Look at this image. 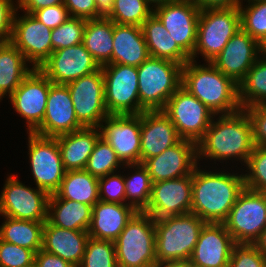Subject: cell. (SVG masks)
I'll return each instance as SVG.
<instances>
[{"instance_id":"680465c9","label":"cell","mask_w":266,"mask_h":267,"mask_svg":"<svg viewBox=\"0 0 266 267\" xmlns=\"http://www.w3.org/2000/svg\"><path fill=\"white\" fill-rule=\"evenodd\" d=\"M259 57L266 60V38L259 43Z\"/></svg>"},{"instance_id":"ee69618b","label":"cell","mask_w":266,"mask_h":267,"mask_svg":"<svg viewBox=\"0 0 266 267\" xmlns=\"http://www.w3.org/2000/svg\"><path fill=\"white\" fill-rule=\"evenodd\" d=\"M35 252L0 240V267H34Z\"/></svg>"},{"instance_id":"f546056e","label":"cell","mask_w":266,"mask_h":267,"mask_svg":"<svg viewBox=\"0 0 266 267\" xmlns=\"http://www.w3.org/2000/svg\"><path fill=\"white\" fill-rule=\"evenodd\" d=\"M92 217V206L60 199L51 194L48 200L47 221L67 230L88 231Z\"/></svg>"},{"instance_id":"d4e9b609","label":"cell","mask_w":266,"mask_h":267,"mask_svg":"<svg viewBox=\"0 0 266 267\" xmlns=\"http://www.w3.org/2000/svg\"><path fill=\"white\" fill-rule=\"evenodd\" d=\"M138 211L128 204L98 201L92 207L89 237L115 241Z\"/></svg>"},{"instance_id":"681fc988","label":"cell","mask_w":266,"mask_h":267,"mask_svg":"<svg viewBox=\"0 0 266 267\" xmlns=\"http://www.w3.org/2000/svg\"><path fill=\"white\" fill-rule=\"evenodd\" d=\"M70 17L96 19L97 6L95 0H64Z\"/></svg>"},{"instance_id":"db71d44e","label":"cell","mask_w":266,"mask_h":267,"mask_svg":"<svg viewBox=\"0 0 266 267\" xmlns=\"http://www.w3.org/2000/svg\"><path fill=\"white\" fill-rule=\"evenodd\" d=\"M97 18H109L112 14L114 0H95Z\"/></svg>"},{"instance_id":"5bb4252c","label":"cell","mask_w":266,"mask_h":267,"mask_svg":"<svg viewBox=\"0 0 266 267\" xmlns=\"http://www.w3.org/2000/svg\"><path fill=\"white\" fill-rule=\"evenodd\" d=\"M52 84L39 69L34 68L9 96L13 109L26 120L27 133H33L41 125Z\"/></svg>"},{"instance_id":"836d02e7","label":"cell","mask_w":266,"mask_h":267,"mask_svg":"<svg viewBox=\"0 0 266 267\" xmlns=\"http://www.w3.org/2000/svg\"><path fill=\"white\" fill-rule=\"evenodd\" d=\"M3 217L5 218L0 226V240L33 250L35 253L42 249L45 222Z\"/></svg>"},{"instance_id":"c3c4849f","label":"cell","mask_w":266,"mask_h":267,"mask_svg":"<svg viewBox=\"0 0 266 267\" xmlns=\"http://www.w3.org/2000/svg\"><path fill=\"white\" fill-rule=\"evenodd\" d=\"M18 5L13 0H0V43L10 42Z\"/></svg>"},{"instance_id":"f5cc1de1","label":"cell","mask_w":266,"mask_h":267,"mask_svg":"<svg viewBox=\"0 0 266 267\" xmlns=\"http://www.w3.org/2000/svg\"><path fill=\"white\" fill-rule=\"evenodd\" d=\"M240 0H202V10L238 7Z\"/></svg>"},{"instance_id":"52a82bcc","label":"cell","mask_w":266,"mask_h":267,"mask_svg":"<svg viewBox=\"0 0 266 267\" xmlns=\"http://www.w3.org/2000/svg\"><path fill=\"white\" fill-rule=\"evenodd\" d=\"M241 29L238 7L204 9L197 24V42L191 60L201 54L212 62L228 41Z\"/></svg>"},{"instance_id":"94428289","label":"cell","mask_w":266,"mask_h":267,"mask_svg":"<svg viewBox=\"0 0 266 267\" xmlns=\"http://www.w3.org/2000/svg\"><path fill=\"white\" fill-rule=\"evenodd\" d=\"M245 1V0H244ZM248 3L255 2V1H261V0H246ZM243 0H240V5H242Z\"/></svg>"},{"instance_id":"ac0fdd59","label":"cell","mask_w":266,"mask_h":267,"mask_svg":"<svg viewBox=\"0 0 266 267\" xmlns=\"http://www.w3.org/2000/svg\"><path fill=\"white\" fill-rule=\"evenodd\" d=\"M192 175L152 184L151 198L143 211L158 220L191 213Z\"/></svg>"},{"instance_id":"2e32d148","label":"cell","mask_w":266,"mask_h":267,"mask_svg":"<svg viewBox=\"0 0 266 267\" xmlns=\"http://www.w3.org/2000/svg\"><path fill=\"white\" fill-rule=\"evenodd\" d=\"M99 128L123 164L140 163V114L109 115Z\"/></svg>"},{"instance_id":"816d5d0a","label":"cell","mask_w":266,"mask_h":267,"mask_svg":"<svg viewBox=\"0 0 266 267\" xmlns=\"http://www.w3.org/2000/svg\"><path fill=\"white\" fill-rule=\"evenodd\" d=\"M18 9L24 13L33 14L35 11L54 5L64 4V0H16Z\"/></svg>"},{"instance_id":"f6af8a7d","label":"cell","mask_w":266,"mask_h":267,"mask_svg":"<svg viewBox=\"0 0 266 267\" xmlns=\"http://www.w3.org/2000/svg\"><path fill=\"white\" fill-rule=\"evenodd\" d=\"M227 267H266V257L254 244L235 243Z\"/></svg>"},{"instance_id":"6da1fadb","label":"cell","mask_w":266,"mask_h":267,"mask_svg":"<svg viewBox=\"0 0 266 267\" xmlns=\"http://www.w3.org/2000/svg\"><path fill=\"white\" fill-rule=\"evenodd\" d=\"M255 147L251 121L244 109L221 114L212 119L203 138L197 143V160H239L246 165ZM234 159H233V158Z\"/></svg>"},{"instance_id":"f35d334b","label":"cell","mask_w":266,"mask_h":267,"mask_svg":"<svg viewBox=\"0 0 266 267\" xmlns=\"http://www.w3.org/2000/svg\"><path fill=\"white\" fill-rule=\"evenodd\" d=\"M241 29L260 43L266 38V0L238 6Z\"/></svg>"},{"instance_id":"f907efd6","label":"cell","mask_w":266,"mask_h":267,"mask_svg":"<svg viewBox=\"0 0 266 267\" xmlns=\"http://www.w3.org/2000/svg\"><path fill=\"white\" fill-rule=\"evenodd\" d=\"M34 267H74L59 256L50 254L40 249L35 253Z\"/></svg>"},{"instance_id":"ab89813d","label":"cell","mask_w":266,"mask_h":267,"mask_svg":"<svg viewBox=\"0 0 266 267\" xmlns=\"http://www.w3.org/2000/svg\"><path fill=\"white\" fill-rule=\"evenodd\" d=\"M79 267H118L115 243L89 237Z\"/></svg>"},{"instance_id":"8d00e7d4","label":"cell","mask_w":266,"mask_h":267,"mask_svg":"<svg viewBox=\"0 0 266 267\" xmlns=\"http://www.w3.org/2000/svg\"><path fill=\"white\" fill-rule=\"evenodd\" d=\"M123 166L124 164L118 158L116 152L104 138L100 137L88 158L85 170L100 178L115 173L119 167L123 169Z\"/></svg>"},{"instance_id":"8fae6325","label":"cell","mask_w":266,"mask_h":267,"mask_svg":"<svg viewBox=\"0 0 266 267\" xmlns=\"http://www.w3.org/2000/svg\"><path fill=\"white\" fill-rule=\"evenodd\" d=\"M27 134L28 157L35 185L49 195L55 194L66 173L57 138L35 133Z\"/></svg>"},{"instance_id":"7bdbcfd3","label":"cell","mask_w":266,"mask_h":267,"mask_svg":"<svg viewBox=\"0 0 266 267\" xmlns=\"http://www.w3.org/2000/svg\"><path fill=\"white\" fill-rule=\"evenodd\" d=\"M118 172L98 179L99 200L108 203L126 204L124 175Z\"/></svg>"},{"instance_id":"11a10c76","label":"cell","mask_w":266,"mask_h":267,"mask_svg":"<svg viewBox=\"0 0 266 267\" xmlns=\"http://www.w3.org/2000/svg\"><path fill=\"white\" fill-rule=\"evenodd\" d=\"M253 244L266 257V228Z\"/></svg>"},{"instance_id":"4dcf8cb0","label":"cell","mask_w":266,"mask_h":267,"mask_svg":"<svg viewBox=\"0 0 266 267\" xmlns=\"http://www.w3.org/2000/svg\"><path fill=\"white\" fill-rule=\"evenodd\" d=\"M28 63L11 42L0 43V102L5 95L9 97L34 70L29 68L32 65Z\"/></svg>"},{"instance_id":"6f0895ef","label":"cell","mask_w":266,"mask_h":267,"mask_svg":"<svg viewBox=\"0 0 266 267\" xmlns=\"http://www.w3.org/2000/svg\"><path fill=\"white\" fill-rule=\"evenodd\" d=\"M145 1L154 10L155 8H157L159 6L175 2L177 0H145Z\"/></svg>"},{"instance_id":"1f68e13d","label":"cell","mask_w":266,"mask_h":267,"mask_svg":"<svg viewBox=\"0 0 266 267\" xmlns=\"http://www.w3.org/2000/svg\"><path fill=\"white\" fill-rule=\"evenodd\" d=\"M114 23L109 18L87 19L83 44L100 66L112 64Z\"/></svg>"},{"instance_id":"91938a15","label":"cell","mask_w":266,"mask_h":267,"mask_svg":"<svg viewBox=\"0 0 266 267\" xmlns=\"http://www.w3.org/2000/svg\"><path fill=\"white\" fill-rule=\"evenodd\" d=\"M177 1L197 5L202 10V0H177Z\"/></svg>"},{"instance_id":"30bf717a","label":"cell","mask_w":266,"mask_h":267,"mask_svg":"<svg viewBox=\"0 0 266 267\" xmlns=\"http://www.w3.org/2000/svg\"><path fill=\"white\" fill-rule=\"evenodd\" d=\"M105 106L109 115L140 114L137 67L123 64L101 66Z\"/></svg>"},{"instance_id":"ba28073f","label":"cell","mask_w":266,"mask_h":267,"mask_svg":"<svg viewBox=\"0 0 266 267\" xmlns=\"http://www.w3.org/2000/svg\"><path fill=\"white\" fill-rule=\"evenodd\" d=\"M223 224L235 243L253 244L266 228V193L245 187Z\"/></svg>"},{"instance_id":"d6a6232c","label":"cell","mask_w":266,"mask_h":267,"mask_svg":"<svg viewBox=\"0 0 266 267\" xmlns=\"http://www.w3.org/2000/svg\"><path fill=\"white\" fill-rule=\"evenodd\" d=\"M98 179L85 169L66 171L55 195L93 207L99 201Z\"/></svg>"},{"instance_id":"4fadbf2b","label":"cell","mask_w":266,"mask_h":267,"mask_svg":"<svg viewBox=\"0 0 266 267\" xmlns=\"http://www.w3.org/2000/svg\"><path fill=\"white\" fill-rule=\"evenodd\" d=\"M65 85L70 92L77 120L84 127H100L109 116L105 106L102 68Z\"/></svg>"},{"instance_id":"277c9868","label":"cell","mask_w":266,"mask_h":267,"mask_svg":"<svg viewBox=\"0 0 266 267\" xmlns=\"http://www.w3.org/2000/svg\"><path fill=\"white\" fill-rule=\"evenodd\" d=\"M137 71L140 114L162 111L169 98L181 87L182 65L149 56L137 67Z\"/></svg>"},{"instance_id":"7c38bea8","label":"cell","mask_w":266,"mask_h":267,"mask_svg":"<svg viewBox=\"0 0 266 267\" xmlns=\"http://www.w3.org/2000/svg\"><path fill=\"white\" fill-rule=\"evenodd\" d=\"M0 194V215L14 219L46 222L49 194L26 186L14 174L5 180Z\"/></svg>"},{"instance_id":"9a60e30c","label":"cell","mask_w":266,"mask_h":267,"mask_svg":"<svg viewBox=\"0 0 266 267\" xmlns=\"http://www.w3.org/2000/svg\"><path fill=\"white\" fill-rule=\"evenodd\" d=\"M14 17L10 42L24 55L33 68L39 69L53 53L52 29L37 20L32 14Z\"/></svg>"},{"instance_id":"3957f363","label":"cell","mask_w":266,"mask_h":267,"mask_svg":"<svg viewBox=\"0 0 266 267\" xmlns=\"http://www.w3.org/2000/svg\"><path fill=\"white\" fill-rule=\"evenodd\" d=\"M204 65H198L196 60L183 65L181 86L215 115L232 114L242 109L238 84L211 62Z\"/></svg>"},{"instance_id":"44dd1931","label":"cell","mask_w":266,"mask_h":267,"mask_svg":"<svg viewBox=\"0 0 266 267\" xmlns=\"http://www.w3.org/2000/svg\"><path fill=\"white\" fill-rule=\"evenodd\" d=\"M197 160V144L181 139L159 155L147 159L143 165L147 168L152 182L155 183L192 175L198 164Z\"/></svg>"},{"instance_id":"60d3db41","label":"cell","mask_w":266,"mask_h":267,"mask_svg":"<svg viewBox=\"0 0 266 267\" xmlns=\"http://www.w3.org/2000/svg\"><path fill=\"white\" fill-rule=\"evenodd\" d=\"M86 19L70 17L57 28L52 29L53 51L83 43Z\"/></svg>"},{"instance_id":"b9f144b4","label":"cell","mask_w":266,"mask_h":267,"mask_svg":"<svg viewBox=\"0 0 266 267\" xmlns=\"http://www.w3.org/2000/svg\"><path fill=\"white\" fill-rule=\"evenodd\" d=\"M245 187L266 193V147H254L246 163Z\"/></svg>"},{"instance_id":"7402d4cb","label":"cell","mask_w":266,"mask_h":267,"mask_svg":"<svg viewBox=\"0 0 266 267\" xmlns=\"http://www.w3.org/2000/svg\"><path fill=\"white\" fill-rule=\"evenodd\" d=\"M259 58V43L240 29L211 62L239 84Z\"/></svg>"},{"instance_id":"7dc6e473","label":"cell","mask_w":266,"mask_h":267,"mask_svg":"<svg viewBox=\"0 0 266 267\" xmlns=\"http://www.w3.org/2000/svg\"><path fill=\"white\" fill-rule=\"evenodd\" d=\"M32 15L45 26L51 29L57 28L70 18L68 10L64 4L39 9Z\"/></svg>"},{"instance_id":"83f0119b","label":"cell","mask_w":266,"mask_h":267,"mask_svg":"<svg viewBox=\"0 0 266 267\" xmlns=\"http://www.w3.org/2000/svg\"><path fill=\"white\" fill-rule=\"evenodd\" d=\"M112 64L140 66L150 55L141 26L114 23Z\"/></svg>"},{"instance_id":"484cf974","label":"cell","mask_w":266,"mask_h":267,"mask_svg":"<svg viewBox=\"0 0 266 267\" xmlns=\"http://www.w3.org/2000/svg\"><path fill=\"white\" fill-rule=\"evenodd\" d=\"M88 231L67 230L45 222L42 250L59 256L74 267H79L85 252Z\"/></svg>"},{"instance_id":"cb8c5ba5","label":"cell","mask_w":266,"mask_h":267,"mask_svg":"<svg viewBox=\"0 0 266 267\" xmlns=\"http://www.w3.org/2000/svg\"><path fill=\"white\" fill-rule=\"evenodd\" d=\"M140 129V163L142 164L181 140L175 126L163 111L142 112Z\"/></svg>"},{"instance_id":"e575fe53","label":"cell","mask_w":266,"mask_h":267,"mask_svg":"<svg viewBox=\"0 0 266 267\" xmlns=\"http://www.w3.org/2000/svg\"><path fill=\"white\" fill-rule=\"evenodd\" d=\"M238 86L242 109L266 105V60L259 57Z\"/></svg>"},{"instance_id":"7a4b0ae2","label":"cell","mask_w":266,"mask_h":267,"mask_svg":"<svg viewBox=\"0 0 266 267\" xmlns=\"http://www.w3.org/2000/svg\"><path fill=\"white\" fill-rule=\"evenodd\" d=\"M244 188L243 173L201 170L197 164L192 172L191 213L208 223H223Z\"/></svg>"},{"instance_id":"d6986e66","label":"cell","mask_w":266,"mask_h":267,"mask_svg":"<svg viewBox=\"0 0 266 267\" xmlns=\"http://www.w3.org/2000/svg\"><path fill=\"white\" fill-rule=\"evenodd\" d=\"M201 9L194 4L175 1L153 10L177 45L191 58L197 42Z\"/></svg>"},{"instance_id":"5b68a950","label":"cell","mask_w":266,"mask_h":267,"mask_svg":"<svg viewBox=\"0 0 266 267\" xmlns=\"http://www.w3.org/2000/svg\"><path fill=\"white\" fill-rule=\"evenodd\" d=\"M205 223L194 213L155 220L158 265L169 261L190 259Z\"/></svg>"},{"instance_id":"9c48e42d","label":"cell","mask_w":266,"mask_h":267,"mask_svg":"<svg viewBox=\"0 0 266 267\" xmlns=\"http://www.w3.org/2000/svg\"><path fill=\"white\" fill-rule=\"evenodd\" d=\"M163 113L171 120L181 139L196 144L203 138L215 115L182 86L169 98Z\"/></svg>"},{"instance_id":"74e56055","label":"cell","mask_w":266,"mask_h":267,"mask_svg":"<svg viewBox=\"0 0 266 267\" xmlns=\"http://www.w3.org/2000/svg\"><path fill=\"white\" fill-rule=\"evenodd\" d=\"M152 14L145 0H114L109 19L116 24L142 26Z\"/></svg>"},{"instance_id":"e0dca14e","label":"cell","mask_w":266,"mask_h":267,"mask_svg":"<svg viewBox=\"0 0 266 267\" xmlns=\"http://www.w3.org/2000/svg\"><path fill=\"white\" fill-rule=\"evenodd\" d=\"M100 68L101 66L81 43L53 51L39 70L53 84L65 85Z\"/></svg>"},{"instance_id":"ffe728a7","label":"cell","mask_w":266,"mask_h":267,"mask_svg":"<svg viewBox=\"0 0 266 267\" xmlns=\"http://www.w3.org/2000/svg\"><path fill=\"white\" fill-rule=\"evenodd\" d=\"M83 127L77 120L68 87L64 84H52L47 97L44 119L33 133L45 137H57Z\"/></svg>"},{"instance_id":"f1b7e54d","label":"cell","mask_w":266,"mask_h":267,"mask_svg":"<svg viewBox=\"0 0 266 267\" xmlns=\"http://www.w3.org/2000/svg\"><path fill=\"white\" fill-rule=\"evenodd\" d=\"M141 27L151 57L171 60L182 66L191 60L154 13Z\"/></svg>"},{"instance_id":"9f6ffc18","label":"cell","mask_w":266,"mask_h":267,"mask_svg":"<svg viewBox=\"0 0 266 267\" xmlns=\"http://www.w3.org/2000/svg\"><path fill=\"white\" fill-rule=\"evenodd\" d=\"M157 267H192V261L190 259L169 261V262L160 264Z\"/></svg>"},{"instance_id":"603a6c76","label":"cell","mask_w":266,"mask_h":267,"mask_svg":"<svg viewBox=\"0 0 266 267\" xmlns=\"http://www.w3.org/2000/svg\"><path fill=\"white\" fill-rule=\"evenodd\" d=\"M235 244L223 223H208L202 227L190 256L199 267H227Z\"/></svg>"},{"instance_id":"4316f807","label":"cell","mask_w":266,"mask_h":267,"mask_svg":"<svg viewBox=\"0 0 266 267\" xmlns=\"http://www.w3.org/2000/svg\"><path fill=\"white\" fill-rule=\"evenodd\" d=\"M101 137L99 127L82 129L57 136L62 163L66 171L83 170L97 140Z\"/></svg>"},{"instance_id":"8992f818","label":"cell","mask_w":266,"mask_h":267,"mask_svg":"<svg viewBox=\"0 0 266 267\" xmlns=\"http://www.w3.org/2000/svg\"><path fill=\"white\" fill-rule=\"evenodd\" d=\"M118 267H157L155 220L138 211L114 241Z\"/></svg>"},{"instance_id":"bcb514c9","label":"cell","mask_w":266,"mask_h":267,"mask_svg":"<svg viewBox=\"0 0 266 267\" xmlns=\"http://www.w3.org/2000/svg\"><path fill=\"white\" fill-rule=\"evenodd\" d=\"M243 109L252 124L254 144L266 147V105H254Z\"/></svg>"},{"instance_id":"d590c367","label":"cell","mask_w":266,"mask_h":267,"mask_svg":"<svg viewBox=\"0 0 266 267\" xmlns=\"http://www.w3.org/2000/svg\"><path fill=\"white\" fill-rule=\"evenodd\" d=\"M124 166V168L129 167V170L133 168L134 171L132 175L124 176L126 204L131 205L137 211H144L149 204L153 184L148 170L142 163L124 164Z\"/></svg>"}]
</instances>
